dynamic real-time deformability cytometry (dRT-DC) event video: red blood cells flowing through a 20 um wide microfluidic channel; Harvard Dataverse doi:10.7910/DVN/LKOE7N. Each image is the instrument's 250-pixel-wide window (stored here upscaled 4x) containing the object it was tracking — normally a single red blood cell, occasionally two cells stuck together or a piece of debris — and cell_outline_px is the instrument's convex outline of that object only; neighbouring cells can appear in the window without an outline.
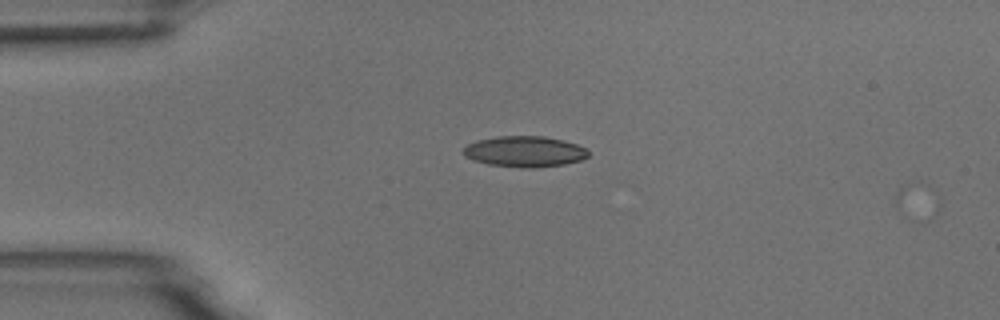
{"species": "common noctule bat (a hibernating species)", "species_latin": "Nyctalus noctula", "temperature_condition": "room temperature", "stored_images_in_passage": 3, "camera_frame_rate_fps": 3000, "um_per_image_px": 0.085, "animal": {"sex": "male", "body_mass_g": 18.8}, "frame": {"image": 1, "passage_image": 1, "time_ms": 0.0, "image_size_px": [1000, 320], "cell_outline_px": [[588, 156], [580, 160], [564, 164], [532, 168], [520, 168], [488, 164], [472, 160], [464, 156], [464, 148], [468, 144], [476, 140], [496, 136], [544, 136], [564, 140], [576, 144], [584, 148], [588, 152]], "centroid_in_image_um": [44.56, 12.88], "position_along_channel_um": 40.4, "area_um2": 22.48}}